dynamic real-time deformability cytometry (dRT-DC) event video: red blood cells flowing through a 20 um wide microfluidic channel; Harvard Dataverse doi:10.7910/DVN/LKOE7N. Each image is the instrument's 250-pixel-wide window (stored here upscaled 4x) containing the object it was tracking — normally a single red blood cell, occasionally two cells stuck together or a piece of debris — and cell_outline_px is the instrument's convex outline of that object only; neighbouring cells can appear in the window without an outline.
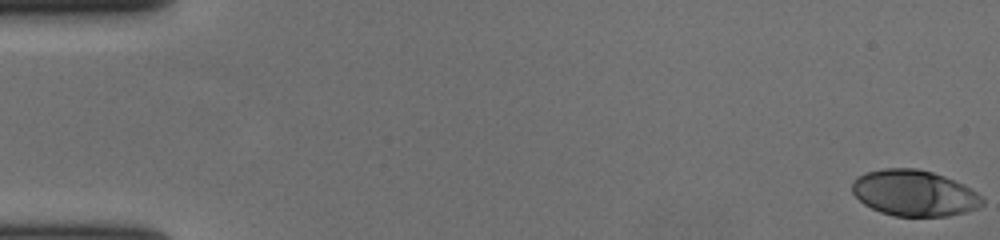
{"species": "human", "species_latin": "Homo sapiens", "temperature_condition": "cold", "stored_images_in_passage": 57, "camera_frame_rate_fps": 3000, "um_per_image_px": 0.085, "donor": {"sex": "female"}, "frame": {"image": 1, "passage_image": 1, "time_ms": 0.0, "image_size_px": [1000, 240], "cell_outline_px": [[984, 204], [976, 208], [964, 212], [948, 216], [892, 216], [880, 212], [864, 204], [852, 192], [852, 180], [856, 176], [864, 172], [884, 168], [916, 168], [932, 172], [944, 176], [964, 184], [976, 192], [984, 200]], "centroid_in_image_um": [77.68, 16.4], "position_along_channel_um": 7.3, "area_um2": 35.03}}
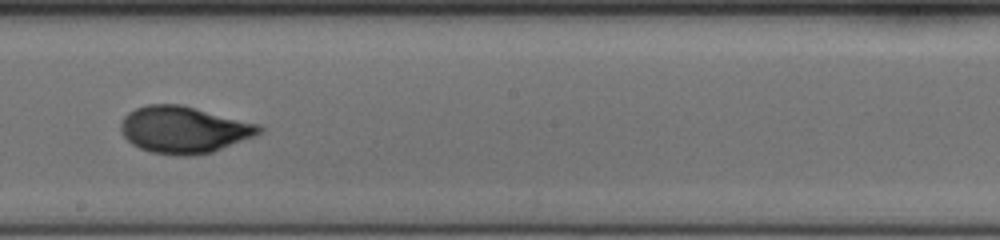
{"frame": {"image": 2, "passage_image": 33, "time_ms": 10.667, "image_size_px": [1000, 240], "cell_outline_px": [[264, 128], [256, 136], [212, 152], [188, 156], [180, 156], [152, 152], [140, 148], [132, 144], [120, 132], [120, 124], [124, 116], [128, 112], [136, 108], [148, 104], [180, 104], [260, 124]], "centroid_in_image_um": [15.63, 11.02], "position_along_channel_um": 232.6, "area_um2": 37.8}}
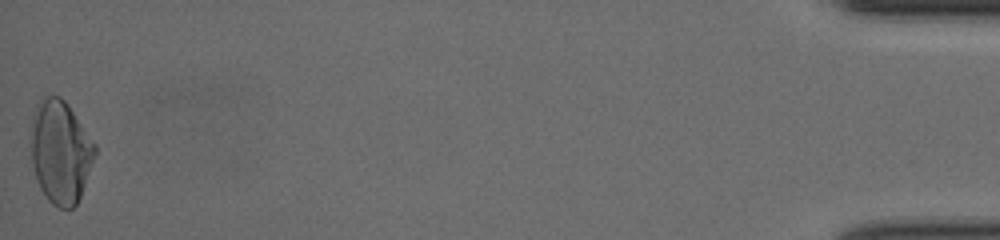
{"frame": {"image": 3, "passage_image": 57, "time_ms": 18.667, "image_size_px": [1000, 240], "cell_outline_px": [[96, 152], [80, 196], [76, 204], [72, 208], [60, 208], [52, 204], [48, 200], [40, 188], [36, 180], [32, 164], [32, 120], [36, 104], [44, 96], [60, 96], [68, 104], [96, 144]], "centroid_in_image_um": [5.14, 12.89], "position_along_channel_um": 430.1, "area_um2": 38.15}, "authors_computed_cell_mechanics": {"area_um2": 36.1828, "velocity_mm_per_s": 3.6922, "shape_relaxation_time_tau1_ms": 5.5288, "shape_relaxation_time_tau2_ms": 0.889, "deformation_change_tau1": 0.2109, "deformation_change_tau2": 0.0482}}